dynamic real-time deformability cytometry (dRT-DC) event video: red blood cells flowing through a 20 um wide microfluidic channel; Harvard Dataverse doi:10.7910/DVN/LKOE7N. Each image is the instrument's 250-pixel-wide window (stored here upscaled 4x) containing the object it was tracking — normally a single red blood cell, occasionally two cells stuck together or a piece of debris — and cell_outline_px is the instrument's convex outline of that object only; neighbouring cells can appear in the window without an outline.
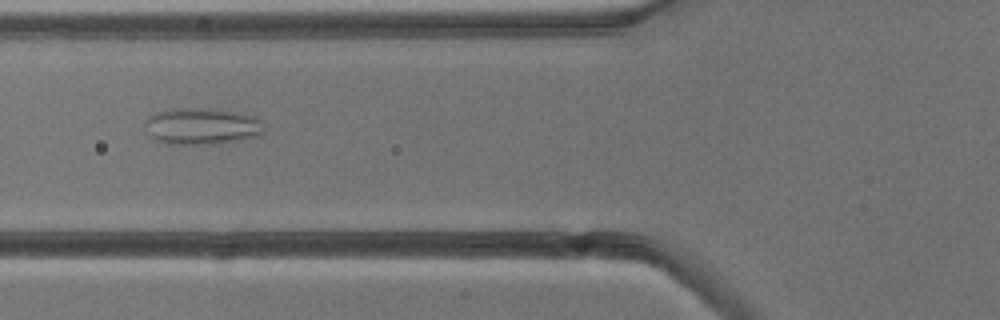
{"species": "common noctule bat (a hibernating species)", "species_latin": "Nyctalus noctula", "temperature_condition": "cold", "stored_images_in_passage": 5, "camera_frame_rate_fps": 3000, "um_per_image_px": 0.085, "animal": {"sex": "male", "body_mass_g": 13.3}, "frame": {"image": 1, "passage_image": 2, "time_ms": 1.333, "image_size_px": [1000, 320], "cell_outline_px": [[264, 132], [256, 136], [240, 140], [220, 144], [168, 144], [152, 140], [144, 124], [144, 120], [148, 116], [156, 112], [176, 108], [200, 108], [236, 112], [252, 116], [260, 120], [264, 124]], "centroid_in_image_um": [17.12, 10.74], "position_along_channel_um": 108.7, "area_um2": 25.61}}
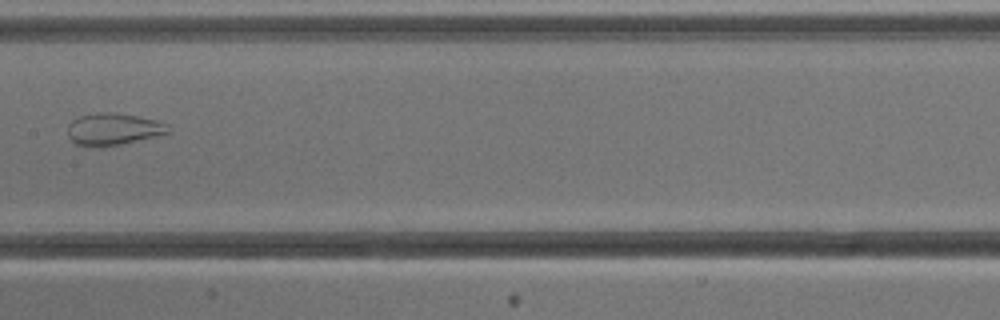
{"frame": {"image": 2, "passage_image": 4, "time_ms": 3.667, "image_size_px": [1000, 320], "cell_outline_px": [[172, 132], [156, 136], [120, 144], [84, 148], [76, 144], [68, 136], [68, 124], [72, 120], [80, 116], [96, 112], [112, 112], [136, 116], [156, 120], [168, 124]], "centroid_in_image_um": [9.61, 10.98], "position_along_channel_um": 197.8, "area_um2": 18.84}}